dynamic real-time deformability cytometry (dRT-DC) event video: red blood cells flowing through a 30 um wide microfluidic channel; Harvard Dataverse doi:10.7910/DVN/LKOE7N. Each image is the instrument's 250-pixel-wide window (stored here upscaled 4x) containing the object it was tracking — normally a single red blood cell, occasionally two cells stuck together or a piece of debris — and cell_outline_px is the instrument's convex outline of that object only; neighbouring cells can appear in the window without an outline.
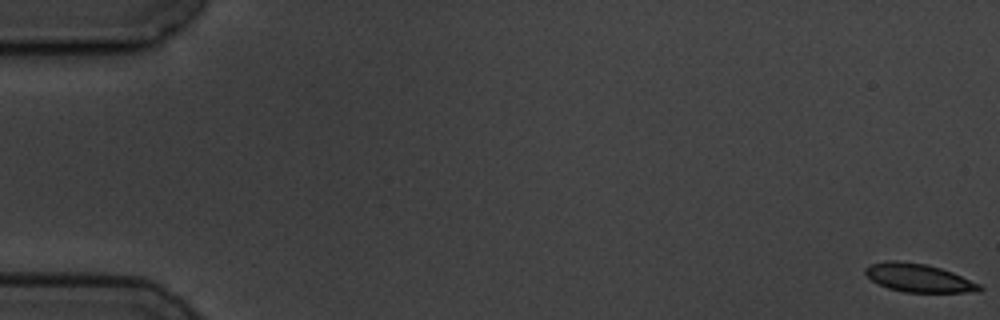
{"species": "common noctule bat (a hibernating species)", "species_latin": "Nyctalus noctula", "temperature_condition": "cold", "stored_images_in_passage": 13, "camera_frame_rate_fps": 3000, "um_per_image_px": 0.085, "animal": {"sex": "male", "body_mass_g": 19.5, "forearm_length_mm": 54.6}, "frame": {"image": 1, "passage_image": 1, "time_ms": 0.0, "image_size_px": [1000, 320], "cell_outline_px": [[984, 288], [980, 292], [904, 292], [888, 288], [872, 280], [864, 272], [864, 268], [872, 264], [888, 260], [896, 260], [924, 264], [940, 268], [952, 272], [980, 284]], "centroid_in_image_um": [78.1, 23.63], "position_along_channel_um": 6.9, "area_um2": 18.67}}
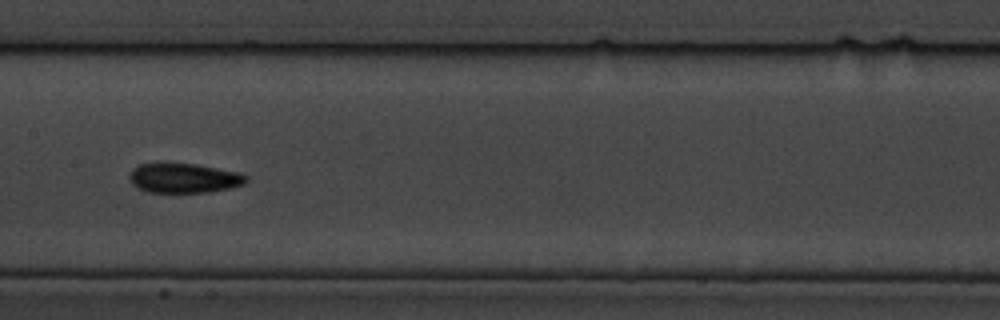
{"frame": {"image": 2, "passage_image": 8, "time_ms": 9.667, "image_size_px": [1000, 320], "cell_outline_px": [[248, 180], [244, 184], [228, 188], [208, 192], [148, 192], [136, 188], [132, 184], [128, 176], [132, 168], [140, 164], [196, 164], [236, 172], [248, 176]], "centroid_in_image_um": [15.6, 15.15], "position_along_channel_um": 191.8, "area_um2": 19.94}}
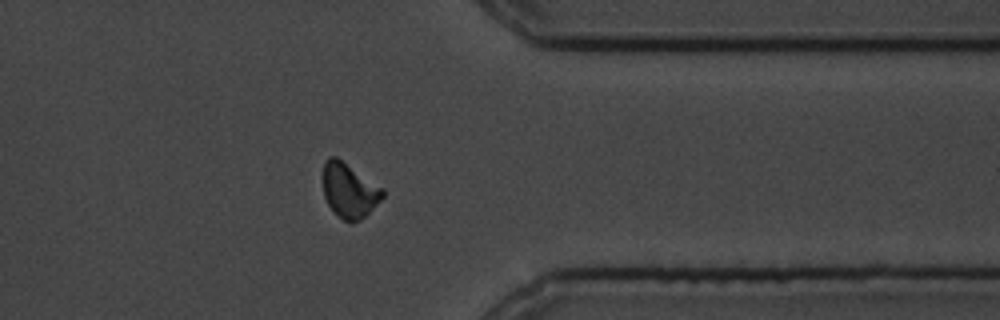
{"frame": {"image": 3, "passage_image": 13, "time_ms": 15.333, "image_size_px": [1000, 320], "cell_outline_px": [[384, 196], [360, 220], [352, 224], [348, 224], [332, 212], [324, 196], [324, 160], [328, 156], [336, 156], [384, 188]], "centroid_in_image_um": [29.68, 16.2], "position_along_channel_um": 381.7, "area_um2": 19.13}, "authors_computed_cell_mechanics": {"area_um2": 19.4786, "velocity_mm_per_s": 3.4959, "shape_relaxation_time_tau1_ms": 2.1252, "shape_relaxation_time_tau2_ms": 1.1965, "deformation_change_tau1": 0.0955, "deformation_change_tau2": 0.0598}}